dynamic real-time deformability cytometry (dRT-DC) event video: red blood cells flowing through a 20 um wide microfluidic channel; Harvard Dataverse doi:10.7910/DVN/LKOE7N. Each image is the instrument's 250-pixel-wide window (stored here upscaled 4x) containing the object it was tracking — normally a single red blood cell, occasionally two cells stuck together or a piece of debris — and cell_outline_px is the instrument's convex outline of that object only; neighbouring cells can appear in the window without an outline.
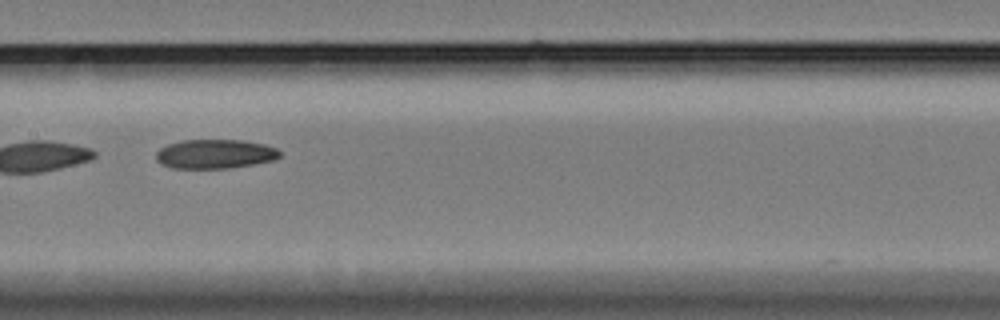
{"species": "Egyptian fruit bat (a non-hibernating species)", "species_latin": "Rousettus aegyptiacus", "temperature_condition": "cold", "stored_images_in_passage": 19, "camera_frame_rate_fps": 3000, "um_per_image_px": 0.085, "animal": {"sex": "female"}, "frame": {"image": 1, "passage_image": 13, "time_ms": 4.0, "image_size_px": [1000, 320], "cell_outline_px": [[280, 156], [272, 160], [252, 164], [228, 168], [172, 168], [160, 164], [156, 160], [156, 152], [160, 148], [168, 144], [180, 140], [244, 140], [264, 144], [276, 148], [280, 152]], "centroid_in_image_um": [18.23, 13.08], "position_along_channel_um": 189.2, "area_um2": 21.04}}